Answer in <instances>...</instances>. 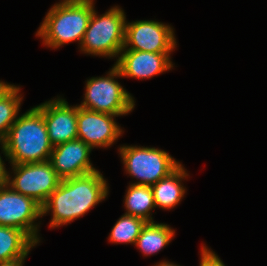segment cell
Segmentation results:
<instances>
[{
    "mask_svg": "<svg viewBox=\"0 0 267 266\" xmlns=\"http://www.w3.org/2000/svg\"><path fill=\"white\" fill-rule=\"evenodd\" d=\"M103 177L96 170L61 180L42 206V216L52 211L49 227L55 228L70 223L102 202L108 195L107 182Z\"/></svg>",
    "mask_w": 267,
    "mask_h": 266,
    "instance_id": "1",
    "label": "cell"
},
{
    "mask_svg": "<svg viewBox=\"0 0 267 266\" xmlns=\"http://www.w3.org/2000/svg\"><path fill=\"white\" fill-rule=\"evenodd\" d=\"M0 144L11 164L47 161L53 150L43 114L36 107L17 117Z\"/></svg>",
    "mask_w": 267,
    "mask_h": 266,
    "instance_id": "2",
    "label": "cell"
},
{
    "mask_svg": "<svg viewBox=\"0 0 267 266\" xmlns=\"http://www.w3.org/2000/svg\"><path fill=\"white\" fill-rule=\"evenodd\" d=\"M93 0H63L47 12L36 36L52 48L79 41L82 44L94 10Z\"/></svg>",
    "mask_w": 267,
    "mask_h": 266,
    "instance_id": "3",
    "label": "cell"
},
{
    "mask_svg": "<svg viewBox=\"0 0 267 266\" xmlns=\"http://www.w3.org/2000/svg\"><path fill=\"white\" fill-rule=\"evenodd\" d=\"M126 15L122 8L112 7L106 13L92 12L80 45L82 52L96 56L119 57L125 41Z\"/></svg>",
    "mask_w": 267,
    "mask_h": 266,
    "instance_id": "4",
    "label": "cell"
},
{
    "mask_svg": "<svg viewBox=\"0 0 267 266\" xmlns=\"http://www.w3.org/2000/svg\"><path fill=\"white\" fill-rule=\"evenodd\" d=\"M122 77L113 65L108 76L92 77L86 82L83 102L78 105L84 109L123 116L132 112L135 106L133 97L114 78Z\"/></svg>",
    "mask_w": 267,
    "mask_h": 266,
    "instance_id": "5",
    "label": "cell"
},
{
    "mask_svg": "<svg viewBox=\"0 0 267 266\" xmlns=\"http://www.w3.org/2000/svg\"><path fill=\"white\" fill-rule=\"evenodd\" d=\"M125 171L139 181L137 185L156 184L168 176L181 163L169 153L155 147L122 146L119 148Z\"/></svg>",
    "mask_w": 267,
    "mask_h": 266,
    "instance_id": "6",
    "label": "cell"
},
{
    "mask_svg": "<svg viewBox=\"0 0 267 266\" xmlns=\"http://www.w3.org/2000/svg\"><path fill=\"white\" fill-rule=\"evenodd\" d=\"M14 178L7 172L6 184L14 191L33 198L43 206L61 179L49 160L28 164H12Z\"/></svg>",
    "mask_w": 267,
    "mask_h": 266,
    "instance_id": "7",
    "label": "cell"
},
{
    "mask_svg": "<svg viewBox=\"0 0 267 266\" xmlns=\"http://www.w3.org/2000/svg\"><path fill=\"white\" fill-rule=\"evenodd\" d=\"M42 217V206L33 198L12 190L7 184L0 186V225L23 230L36 244L38 225L35 220Z\"/></svg>",
    "mask_w": 267,
    "mask_h": 266,
    "instance_id": "8",
    "label": "cell"
},
{
    "mask_svg": "<svg viewBox=\"0 0 267 266\" xmlns=\"http://www.w3.org/2000/svg\"><path fill=\"white\" fill-rule=\"evenodd\" d=\"M176 45L173 28L167 24L154 20H138L131 23L126 21L122 50L171 53Z\"/></svg>",
    "mask_w": 267,
    "mask_h": 266,
    "instance_id": "9",
    "label": "cell"
},
{
    "mask_svg": "<svg viewBox=\"0 0 267 266\" xmlns=\"http://www.w3.org/2000/svg\"><path fill=\"white\" fill-rule=\"evenodd\" d=\"M114 117L118 116L78 106L77 139L82 140L92 149L94 147H111L123 132Z\"/></svg>",
    "mask_w": 267,
    "mask_h": 266,
    "instance_id": "10",
    "label": "cell"
},
{
    "mask_svg": "<svg viewBox=\"0 0 267 266\" xmlns=\"http://www.w3.org/2000/svg\"><path fill=\"white\" fill-rule=\"evenodd\" d=\"M36 108L43 114L53 147L77 139V105L71 107L65 99L58 97Z\"/></svg>",
    "mask_w": 267,
    "mask_h": 266,
    "instance_id": "11",
    "label": "cell"
},
{
    "mask_svg": "<svg viewBox=\"0 0 267 266\" xmlns=\"http://www.w3.org/2000/svg\"><path fill=\"white\" fill-rule=\"evenodd\" d=\"M92 148L80 139L53 147L50 162L57 176L63 180L96 171L89 155Z\"/></svg>",
    "mask_w": 267,
    "mask_h": 266,
    "instance_id": "12",
    "label": "cell"
},
{
    "mask_svg": "<svg viewBox=\"0 0 267 266\" xmlns=\"http://www.w3.org/2000/svg\"><path fill=\"white\" fill-rule=\"evenodd\" d=\"M171 53L121 50L114 64L122 77L147 79L173 68Z\"/></svg>",
    "mask_w": 267,
    "mask_h": 266,
    "instance_id": "13",
    "label": "cell"
},
{
    "mask_svg": "<svg viewBox=\"0 0 267 266\" xmlns=\"http://www.w3.org/2000/svg\"><path fill=\"white\" fill-rule=\"evenodd\" d=\"M185 170L183 165L180 164L168 176L151 186L156 207L168 210L181 202L186 189L180 181L188 176Z\"/></svg>",
    "mask_w": 267,
    "mask_h": 266,
    "instance_id": "14",
    "label": "cell"
},
{
    "mask_svg": "<svg viewBox=\"0 0 267 266\" xmlns=\"http://www.w3.org/2000/svg\"><path fill=\"white\" fill-rule=\"evenodd\" d=\"M35 245L23 230L0 225V262L25 259Z\"/></svg>",
    "mask_w": 267,
    "mask_h": 266,
    "instance_id": "15",
    "label": "cell"
},
{
    "mask_svg": "<svg viewBox=\"0 0 267 266\" xmlns=\"http://www.w3.org/2000/svg\"><path fill=\"white\" fill-rule=\"evenodd\" d=\"M175 230L163 223L146 222L135 246L144 255H153L164 248L172 240Z\"/></svg>",
    "mask_w": 267,
    "mask_h": 266,
    "instance_id": "16",
    "label": "cell"
},
{
    "mask_svg": "<svg viewBox=\"0 0 267 266\" xmlns=\"http://www.w3.org/2000/svg\"><path fill=\"white\" fill-rule=\"evenodd\" d=\"M126 213L153 222L151 211L156 208L153 192L149 185L130 184L124 198Z\"/></svg>",
    "mask_w": 267,
    "mask_h": 266,
    "instance_id": "17",
    "label": "cell"
},
{
    "mask_svg": "<svg viewBox=\"0 0 267 266\" xmlns=\"http://www.w3.org/2000/svg\"><path fill=\"white\" fill-rule=\"evenodd\" d=\"M145 224L146 221L142 218L124 214L113 226L109 236V241L118 244L130 243L135 245Z\"/></svg>",
    "mask_w": 267,
    "mask_h": 266,
    "instance_id": "18",
    "label": "cell"
},
{
    "mask_svg": "<svg viewBox=\"0 0 267 266\" xmlns=\"http://www.w3.org/2000/svg\"><path fill=\"white\" fill-rule=\"evenodd\" d=\"M20 87H15L5 98L0 101V142L7 136L11 125L16 121L20 111Z\"/></svg>",
    "mask_w": 267,
    "mask_h": 266,
    "instance_id": "19",
    "label": "cell"
},
{
    "mask_svg": "<svg viewBox=\"0 0 267 266\" xmlns=\"http://www.w3.org/2000/svg\"><path fill=\"white\" fill-rule=\"evenodd\" d=\"M201 261L200 266H225L220 257L218 258L215 252L208 249L206 246L201 248Z\"/></svg>",
    "mask_w": 267,
    "mask_h": 266,
    "instance_id": "20",
    "label": "cell"
},
{
    "mask_svg": "<svg viewBox=\"0 0 267 266\" xmlns=\"http://www.w3.org/2000/svg\"><path fill=\"white\" fill-rule=\"evenodd\" d=\"M16 86L0 81V101L5 98Z\"/></svg>",
    "mask_w": 267,
    "mask_h": 266,
    "instance_id": "21",
    "label": "cell"
},
{
    "mask_svg": "<svg viewBox=\"0 0 267 266\" xmlns=\"http://www.w3.org/2000/svg\"><path fill=\"white\" fill-rule=\"evenodd\" d=\"M3 159L1 158L0 155V186H3L6 184V179H7V170L4 166V161H2Z\"/></svg>",
    "mask_w": 267,
    "mask_h": 266,
    "instance_id": "22",
    "label": "cell"
},
{
    "mask_svg": "<svg viewBox=\"0 0 267 266\" xmlns=\"http://www.w3.org/2000/svg\"><path fill=\"white\" fill-rule=\"evenodd\" d=\"M25 259H15L6 262H0V266H23Z\"/></svg>",
    "mask_w": 267,
    "mask_h": 266,
    "instance_id": "23",
    "label": "cell"
},
{
    "mask_svg": "<svg viewBox=\"0 0 267 266\" xmlns=\"http://www.w3.org/2000/svg\"><path fill=\"white\" fill-rule=\"evenodd\" d=\"M155 266H180V265H176L172 262H168V261H163L160 262L159 264H156Z\"/></svg>",
    "mask_w": 267,
    "mask_h": 266,
    "instance_id": "24",
    "label": "cell"
}]
</instances>
